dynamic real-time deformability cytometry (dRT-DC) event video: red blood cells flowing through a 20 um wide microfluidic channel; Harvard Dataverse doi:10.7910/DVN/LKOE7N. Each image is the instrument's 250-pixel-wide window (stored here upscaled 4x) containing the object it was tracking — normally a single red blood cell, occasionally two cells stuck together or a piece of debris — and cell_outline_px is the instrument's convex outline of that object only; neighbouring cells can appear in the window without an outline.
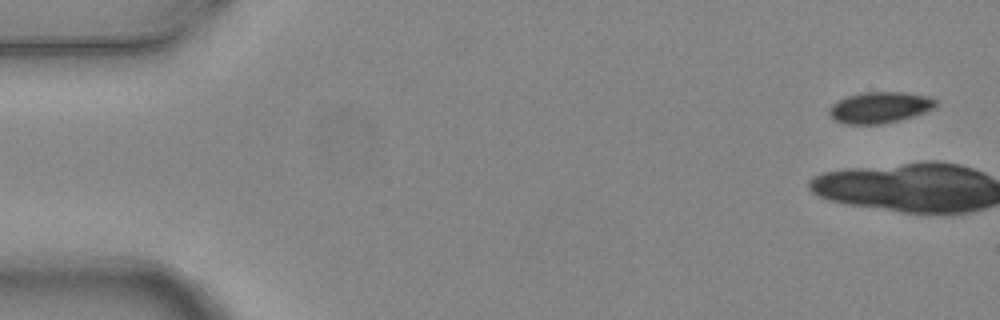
{"species": "common noctule bat (a hibernating species)", "species_latin": "Nyctalus noctula", "temperature_condition": "warm", "stored_images_in_passage": 4, "camera_frame_rate_fps": 3000, "um_per_image_px": 0.085, "animal": {"sex": "female", "body_mass_g": 24.6, "forearm_length_mm": 56.2}, "frame": {"image": 1, "passage_image": 1, "time_ms": 0.0, "image_size_px": [1000, 320], "cell_outline_px": [[936, 108], [900, 120], [880, 124], [844, 124], [836, 120], [828, 112], [828, 108], [832, 104], [848, 96], [864, 92], [904, 92], [932, 96], [936, 100]], "centroid_in_image_um": [74.81, 9.13], "position_along_channel_um": 10.2, "area_um2": 19.36}}